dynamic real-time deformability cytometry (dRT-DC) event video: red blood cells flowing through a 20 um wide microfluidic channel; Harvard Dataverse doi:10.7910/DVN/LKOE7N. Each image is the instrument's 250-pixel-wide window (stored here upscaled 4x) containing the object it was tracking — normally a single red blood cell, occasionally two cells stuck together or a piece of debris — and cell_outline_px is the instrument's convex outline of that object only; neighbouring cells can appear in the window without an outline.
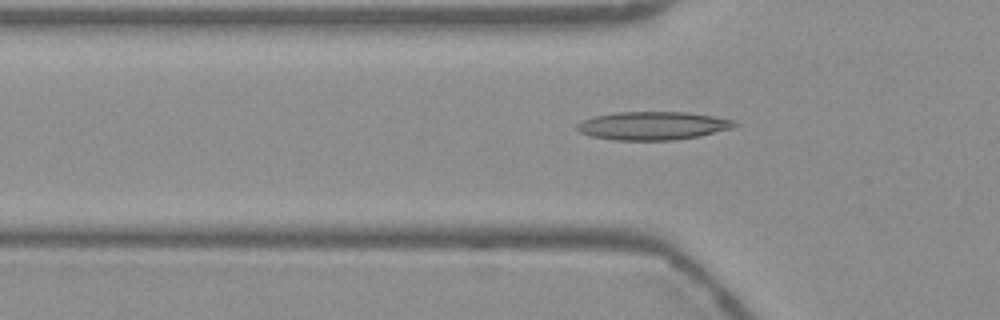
{"species": "Egyptian fruit bat (a non-hibernating species)", "species_latin": "Rousettus aegyptiacus", "temperature_condition": "warm", "stored_images_in_passage": 48, "camera_frame_rate_fps": 3000, "um_per_image_px": 0.085, "frame": {"image": 1, "passage_image": 17, "time_ms": 5.333, "image_size_px": [1000, 320], "cell_outline_px": [[740, 124], [732, 128], [700, 136], [672, 140], [616, 140], [592, 136], [580, 132], [576, 128], [576, 124], [592, 116], [616, 112], [688, 112], [712, 116], [732, 120]], "centroid_in_image_um": [55.49, 10.68], "position_along_channel_um": 70.3, "area_um2": 25.89}}
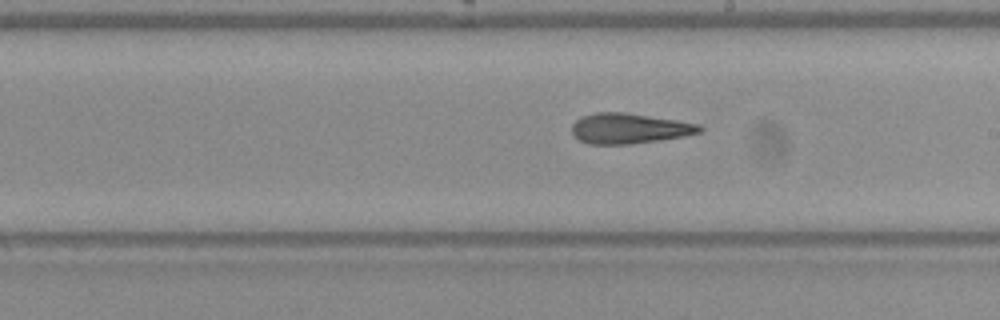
{"frame": {"image": 2, "passage_image": 30, "time_ms": 9.667, "image_size_px": [1000, 320], "cell_outline_px": [[704, 128], [700, 132], [684, 136], [660, 140], [628, 144], [588, 144], [580, 140], [572, 132], [572, 124], [580, 116], [596, 112], [624, 112], [676, 120], [700, 124]], "centroid_in_image_um": [53.48, 10.91], "position_along_channel_um": 235.5, "area_um2": 22.54}}
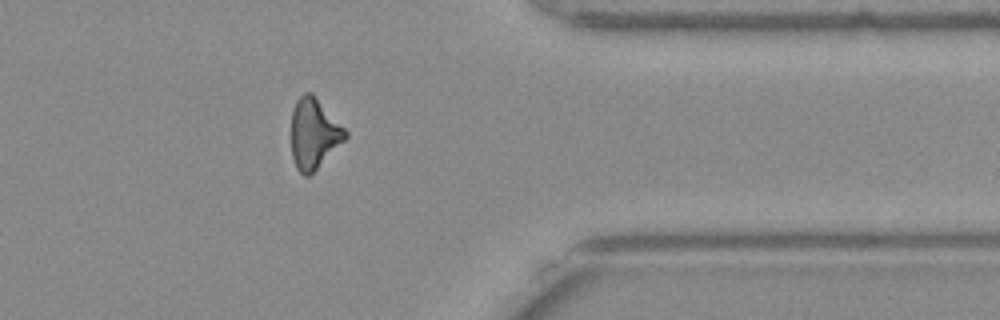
{"frame": {"image": 3, "passage_image": 43, "time_ms": 14.0, "image_size_px": [1000, 320], "cell_outline_px": [[348, 136], [308, 176], [304, 176], [296, 168], [292, 156], [292, 108], [296, 100], [304, 92], [312, 92], [348, 132]], "centroid_in_image_um": [26.66, 11.32], "position_along_channel_um": 384.7, "area_um2": 21.79}}